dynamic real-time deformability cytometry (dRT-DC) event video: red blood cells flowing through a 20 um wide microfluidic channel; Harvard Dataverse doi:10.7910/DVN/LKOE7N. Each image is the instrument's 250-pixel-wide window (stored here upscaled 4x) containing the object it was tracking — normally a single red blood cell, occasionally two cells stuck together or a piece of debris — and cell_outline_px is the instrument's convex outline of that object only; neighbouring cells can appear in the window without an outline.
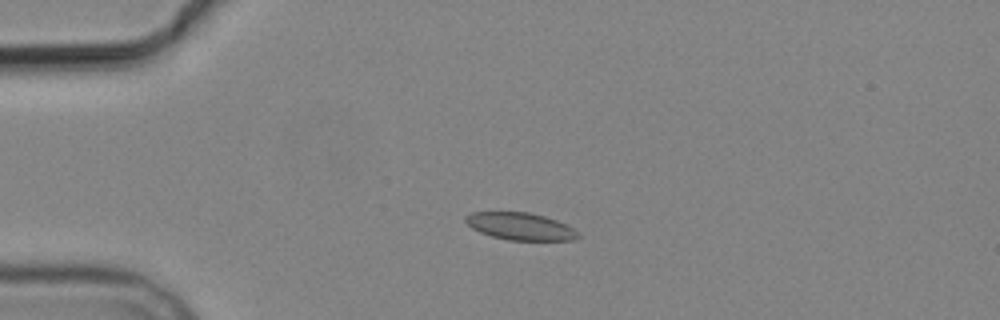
{"species": "common noctule bat (a hibernating species)", "species_latin": "Nyctalus noctula", "temperature_condition": "cold", "stored_images_in_passage": 6, "camera_frame_rate_fps": 3000, "um_per_image_px": 0.085, "animal": {"sex": "male", "body_mass_g": 19.2, "forearm_length_mm": 51.8}, "frame": {"image": 1, "passage_image": 1, "time_ms": 0.0, "image_size_px": [1000, 320], "cell_outline_px": [[580, 236], [576, 240], [508, 240], [492, 236], [480, 232], [472, 228], [464, 220], [464, 216], [472, 212], [528, 212], [544, 216], [556, 220], [580, 232]], "centroid_in_image_um": [44.23, 19.24], "position_along_channel_um": 40.8, "area_um2": 17.86}}
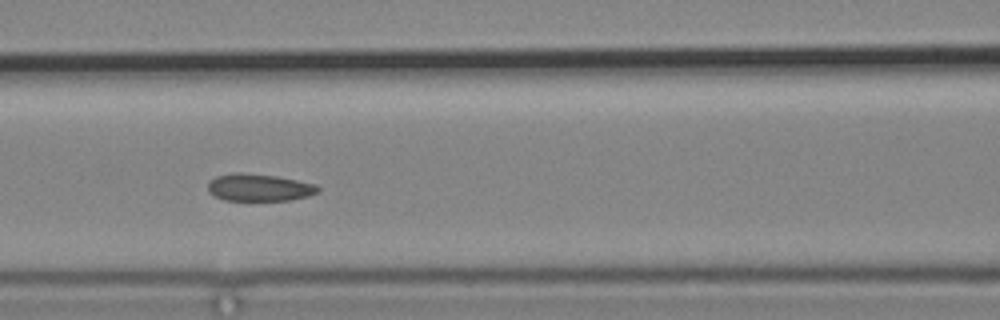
{"frame": {"image": 2, "passage_image": 4, "time_ms": 3.667, "image_size_px": [1000, 320], "cell_outline_px": [[320, 192], [308, 196], [292, 200], [224, 200], [208, 192], [208, 180], [216, 176], [236, 172], [240, 172], [276, 176], [316, 184], [320, 188]], "centroid_in_image_um": [22.03, 15.93], "position_along_channel_um": 144.6, "area_um2": 17.57}}
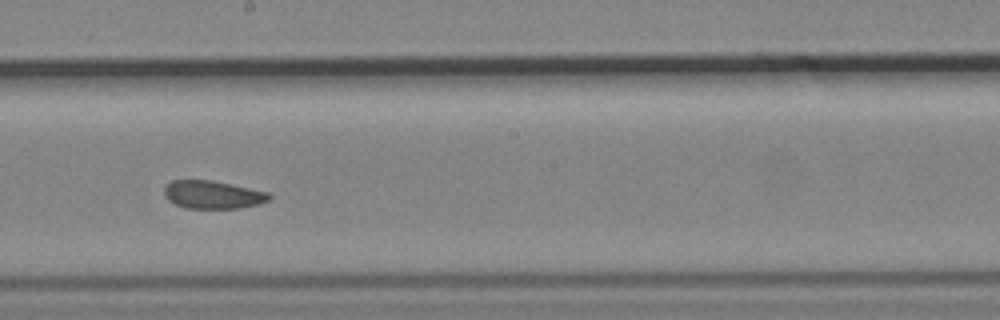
{"frame": {"image": 3, "passage_image": 6, "time_ms": 6.0, "image_size_px": [1000, 320], "cell_outline_px": [[272, 196], [268, 200], [260, 204], [240, 208], [184, 208], [168, 200], [164, 196], [164, 188], [172, 180], [212, 180], [268, 192]], "centroid_in_image_um": [18.08, 16.55], "position_along_channel_um": 230.1, "area_um2": 17.11}}